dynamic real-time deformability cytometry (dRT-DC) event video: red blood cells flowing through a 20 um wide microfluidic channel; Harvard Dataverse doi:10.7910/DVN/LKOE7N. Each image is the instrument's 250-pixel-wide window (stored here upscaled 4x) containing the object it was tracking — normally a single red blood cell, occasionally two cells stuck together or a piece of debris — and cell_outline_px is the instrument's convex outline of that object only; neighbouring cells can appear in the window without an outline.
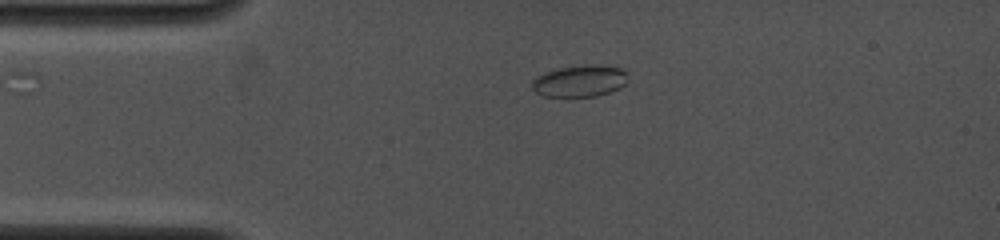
{"species": "common noctule bat (a hibernating species)", "species_latin": "Nyctalus noctula", "temperature_condition": "cold", "stored_images_in_passage": 19, "camera_frame_rate_fps": 4000, "um_per_image_px": 0.085, "animal": {"sex": "female", "body_mass_g": 19.0, "forearm_length_mm": 53.3}, "frame": {"image": 1, "passage_image": 1, "time_ms": 0.0, "image_size_px": [1000, 240], "cell_outline_px": [[624, 84], [620, 88], [612, 92], [596, 96], [544, 96], [536, 92], [532, 88], [532, 80], [536, 76], [544, 72], [560, 68], [592, 64], [596, 64], [620, 68], [624, 72]], "centroid_in_image_um": [49.24, 6.89], "position_along_channel_um": 35.8, "area_um2": 17.46}}
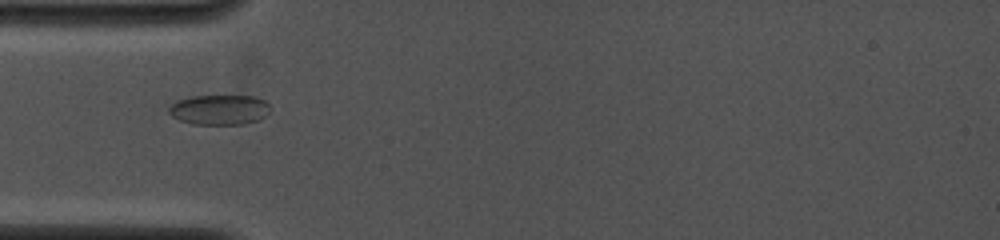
{"frame": {"image": 2, "passage_image": 11, "time_ms": 1.5, "image_size_px": [1000, 240], "cell_outline_px": [[268, 112], [264, 116], [256, 120], [244, 124], [192, 124], [180, 120], [172, 116], [168, 112], [168, 108], [176, 100], [192, 96], [256, 96], [264, 100], [268, 104]], "centroid_in_image_um": [18.61, 9.32], "position_along_channel_um": 66.4, "area_um2": 17.63}}
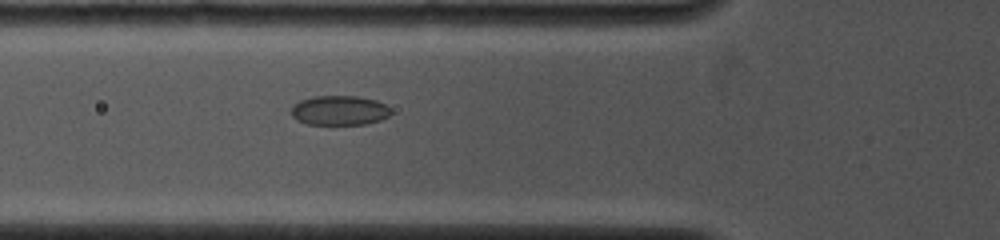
{"frame": {"image": 3, "passage_image": 16, "time_ms": 2.25, "image_size_px": [1000, 240], "cell_outline_px": [[392, 112], [388, 116], [380, 120], [368, 124], [308, 124], [296, 120], [292, 116], [292, 104], [300, 100], [312, 96], [356, 96], [376, 100], [384, 104]], "centroid_in_image_um": [28.83, 9.38], "position_along_channel_um": 97.0, "area_um2": 17.22}}